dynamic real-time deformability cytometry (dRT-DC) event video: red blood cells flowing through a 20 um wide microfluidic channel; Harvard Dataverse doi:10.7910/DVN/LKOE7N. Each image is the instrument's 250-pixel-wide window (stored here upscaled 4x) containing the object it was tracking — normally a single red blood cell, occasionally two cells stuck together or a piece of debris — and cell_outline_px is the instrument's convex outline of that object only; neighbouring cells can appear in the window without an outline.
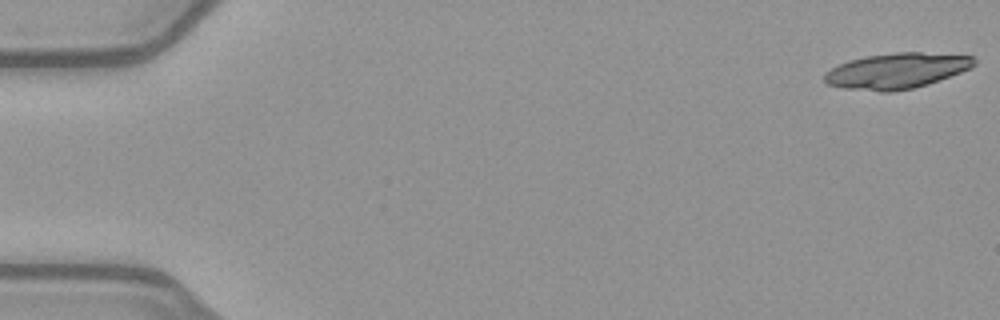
{"species": "common noctule bat (a hibernating species)", "species_latin": "Nyctalus noctula", "temperature_condition": "warm", "stored_images_in_passage": 25, "camera_frame_rate_fps": 3000, "um_per_image_px": 0.085, "animal": {"sex": "female", "body_mass_g": 21.9}, "frame": {"image": 1, "passage_image": 1, "time_ms": 0.0, "image_size_px": [1000, 320], "cell_outline_px": [[976, 64], [972, 68], [928, 84], [912, 88], [892, 92], [880, 92], [844, 88], [828, 84], [824, 80], [824, 72], [848, 60], [868, 56], [896, 52], [920, 52], [972, 56], [976, 60]], "centroid_in_image_um": [76.22, 6.02], "position_along_channel_um": 8.8, "area_um2": 30.98}}